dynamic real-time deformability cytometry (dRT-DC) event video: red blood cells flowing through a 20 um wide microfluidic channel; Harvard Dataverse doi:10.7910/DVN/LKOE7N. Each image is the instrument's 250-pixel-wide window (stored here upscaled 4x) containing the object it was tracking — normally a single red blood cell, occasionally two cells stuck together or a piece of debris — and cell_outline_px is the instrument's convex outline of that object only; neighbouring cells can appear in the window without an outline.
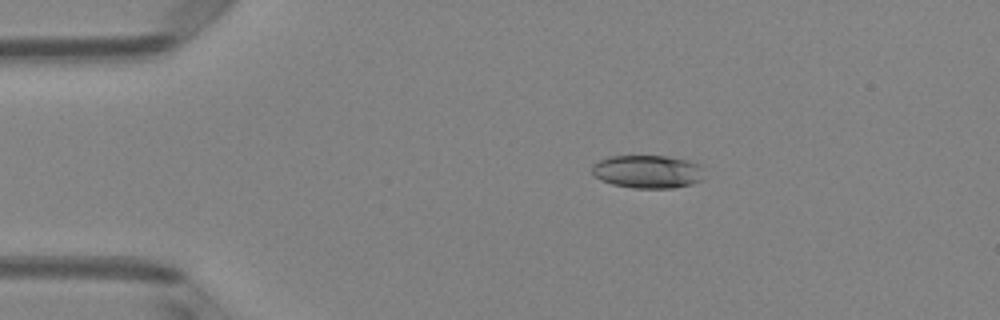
{"species": "Egyptian fruit bat (a non-hibernating species)", "species_latin": "Rousettus aegyptiacus", "temperature_condition": "room temperature", "stored_images_in_passage": 6, "camera_frame_rate_fps": 3000, "um_per_image_px": 0.085, "animal": {"sex": "female"}, "frame": {"image": 1, "passage_image": 3, "time_ms": 0.667, "image_size_px": [1000, 320], "cell_outline_px": [[704, 180], [692, 184], [672, 188], [632, 188], [612, 184], [600, 180], [592, 176], [592, 164], [608, 156], [668, 156], [688, 160], [700, 164]], "centroid_in_image_um": [55.03, 14.59], "position_along_channel_um": 30.0, "area_um2": 21.96}}
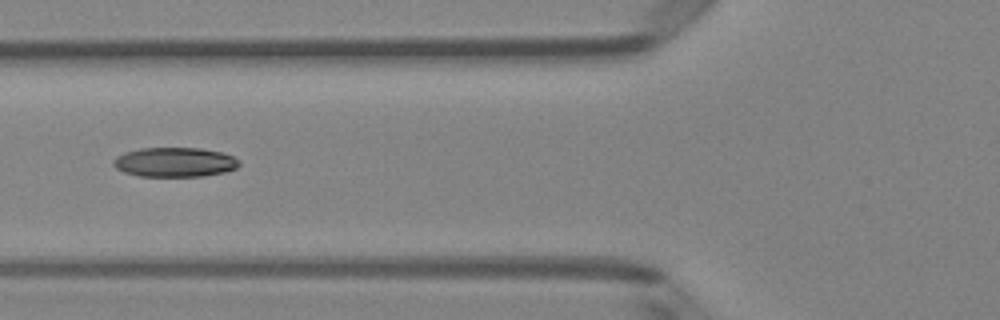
{"frame": {"image": 2, "passage_image": 5, "time_ms": 1.333, "image_size_px": [1000, 320], "cell_outline_px": [[240, 164], [236, 168], [224, 172], [204, 176], [140, 176], [124, 172], [116, 168], [112, 164], [112, 160], [116, 156], [124, 152], [140, 148], [200, 148], [224, 152], [240, 160]], "centroid_in_image_um": [14.85, 13.78], "position_along_channel_um": 111.0, "area_um2": 21.79}}
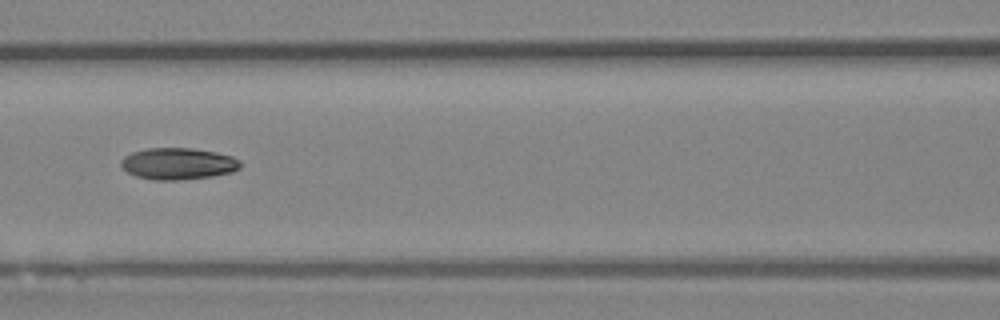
{"frame": {"image": 3, "passage_image": 6, "time_ms": 1.667, "image_size_px": [1000, 320], "cell_outline_px": [[240, 168], [232, 172], [212, 176], [180, 180], [152, 180], [136, 176], [128, 172], [120, 164], [120, 160], [124, 156], [132, 152], [148, 148], [192, 148], [216, 152], [232, 156], [240, 160]], "centroid_in_image_um": [15.13, 13.91], "position_along_channel_um": 151.5, "area_um2": 22.08}}